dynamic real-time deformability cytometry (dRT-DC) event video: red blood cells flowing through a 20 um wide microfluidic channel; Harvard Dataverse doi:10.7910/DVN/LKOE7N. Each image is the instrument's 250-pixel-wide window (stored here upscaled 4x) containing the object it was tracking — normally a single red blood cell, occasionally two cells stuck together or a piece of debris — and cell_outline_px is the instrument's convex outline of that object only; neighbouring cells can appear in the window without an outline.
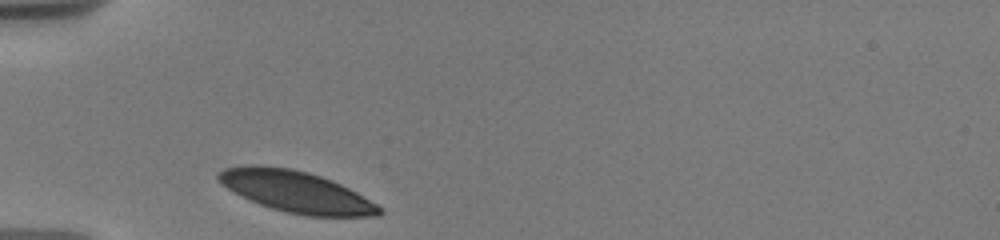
{"species": "human", "species_latin": "Homo sapiens", "temperature_condition": "warm", "stored_images_in_passage": 20, "camera_frame_rate_fps": 3000, "um_per_image_px": 0.085, "donor": {"sex": "male"}, "frame": {"image": 1, "passage_image": 1, "time_ms": 0.0, "image_size_px": [1000, 240], "cell_outline_px": [[384, 212], [380, 216], [304, 216], [284, 212], [260, 204], [228, 188], [216, 180], [216, 172], [224, 168], [244, 164], [260, 164], [292, 168], [308, 172], [332, 180], [356, 192], [376, 204]], "centroid_in_image_um": [25.14, 16.27], "position_along_channel_um": 59.9, "area_um2": 38.84}}
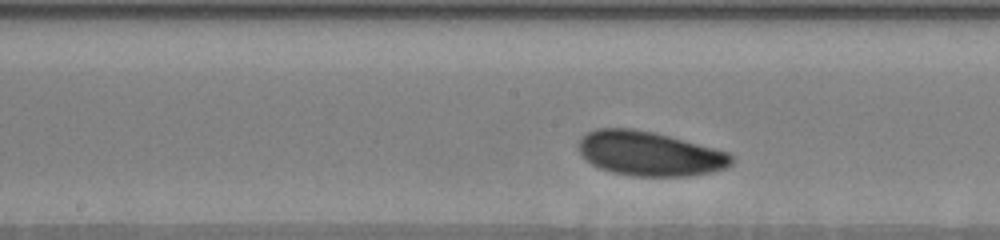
{"frame": {"image": 2, "passage_image": 9, "time_ms": 4.0, "image_size_px": [1000, 240], "cell_outline_px": [[732, 164], [724, 168], [712, 172], [688, 176], [632, 176], [612, 172], [600, 168], [592, 164], [580, 152], [580, 140], [588, 132], [596, 128], [632, 128], [652, 132], [668, 136], [728, 152], [732, 156]], "centroid_in_image_um": [55.22, 13.06], "position_along_channel_um": 193.0, "area_um2": 39.07}}
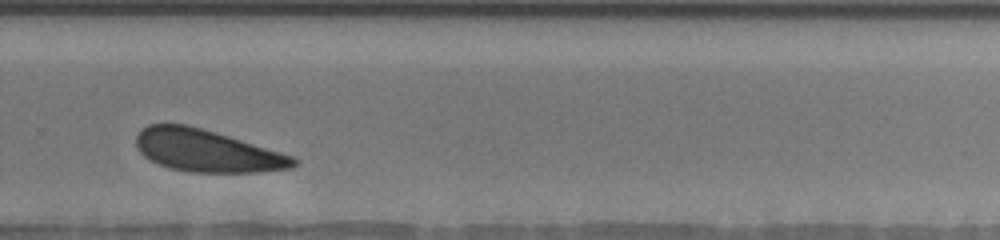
{"frame": {"image": 3, "passage_image": 15, "time_ms": 7.333, "image_size_px": [1000, 240], "cell_outline_px": [[300, 164], [292, 168], [256, 172], [188, 172], [168, 168], [144, 156], [140, 152], [136, 144], [136, 136], [140, 128], [148, 124], [188, 124], [216, 132], [280, 152], [292, 156], [300, 160]], "centroid_in_image_um": [17.58, 12.81], "position_along_channel_um": 312.2, "area_um2": 38.73}, "authors_computed_cell_mechanics": {"area_um2": 39.6797, "velocity_mm_per_s": 3.5849, "shape_relaxation_time_tau1_ms": 1.214, "shape_relaxation_time_tau2_ms": 8.7571, "deformation_change_tau1": 0.0588, "deformation_change_tau2": 0.166}}